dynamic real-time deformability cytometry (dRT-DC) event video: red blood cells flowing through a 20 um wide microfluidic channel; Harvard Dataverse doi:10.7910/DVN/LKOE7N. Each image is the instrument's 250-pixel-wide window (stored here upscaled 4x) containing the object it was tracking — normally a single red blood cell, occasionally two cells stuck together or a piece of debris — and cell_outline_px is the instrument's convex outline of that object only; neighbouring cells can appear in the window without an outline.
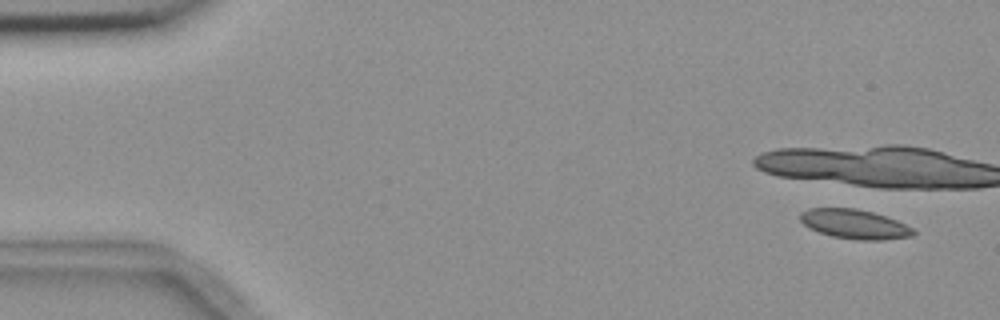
{"species": "common noctule bat (a hibernating species)", "species_latin": "Nyctalus noctula", "temperature_condition": "room temperature", "stored_images_in_passage": 5, "camera_frame_rate_fps": 3000, "um_per_image_px": 0.085, "animal": {"sex": "female", "body_mass_g": 18.4}, "frame": {"image": 1, "passage_image": 1, "time_ms": 0.0, "image_size_px": [1000, 320], "cell_outline_px": [[916, 232], [912, 236], [884, 240], [860, 240], [832, 236], [820, 232], [804, 224], [800, 220], [800, 212], [808, 208], [856, 208], [872, 212], [896, 220], [912, 228]], "centroid_in_image_um": [72.64, 19.04], "position_along_channel_um": 12.4, "area_um2": 19.19}}